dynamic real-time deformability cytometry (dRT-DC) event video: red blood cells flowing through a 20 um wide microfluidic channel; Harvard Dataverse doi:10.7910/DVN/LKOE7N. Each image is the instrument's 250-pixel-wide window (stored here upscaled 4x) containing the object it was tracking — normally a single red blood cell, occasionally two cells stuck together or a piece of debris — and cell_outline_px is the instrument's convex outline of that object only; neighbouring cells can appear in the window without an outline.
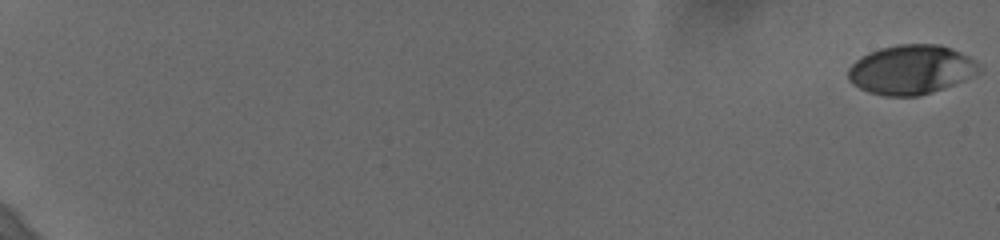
{"species": "human", "species_latin": "Homo sapiens", "temperature_condition": "cold", "stored_images_in_passage": 61, "camera_frame_rate_fps": 3000, "um_per_image_px": 0.085, "donor": {"sex": "female"}, "frame": {"image": 1, "passage_image": 1, "time_ms": 0.0, "image_size_px": [1000, 240], "cell_outline_px": [[984, 68], [980, 72], [964, 80], [944, 88], [932, 92], [916, 96], [884, 96], [868, 92], [852, 84], [848, 80], [848, 68], [860, 56], [868, 52], [880, 48], [900, 44], [940, 44], [952, 48], [976, 60]], "centroid_in_image_um": [77.45, 5.91], "position_along_channel_um": 7.5, "area_um2": 37.97}}
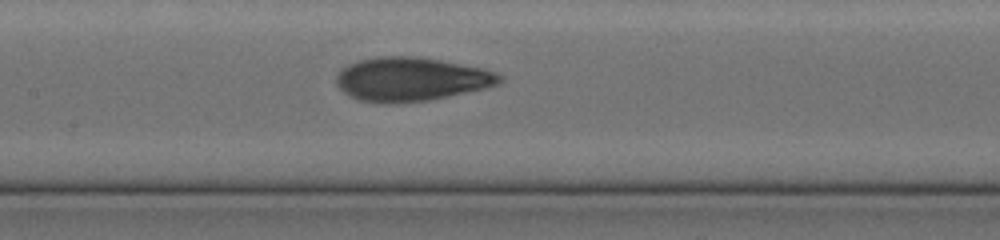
{"frame": {"image": 2, "passage_image": 34, "time_ms": 11.0, "image_size_px": [1000, 240], "cell_outline_px": [[504, 80], [496, 84], [484, 88], [428, 100], [392, 104], [384, 104], [360, 100], [348, 96], [336, 84], [336, 76], [348, 64], [360, 60], [380, 56], [408, 56], [440, 60], [484, 68], [496, 72], [504, 76]], "centroid_in_image_um": [34.94, 6.74], "position_along_channel_um": 172.5, "area_um2": 41.5}}
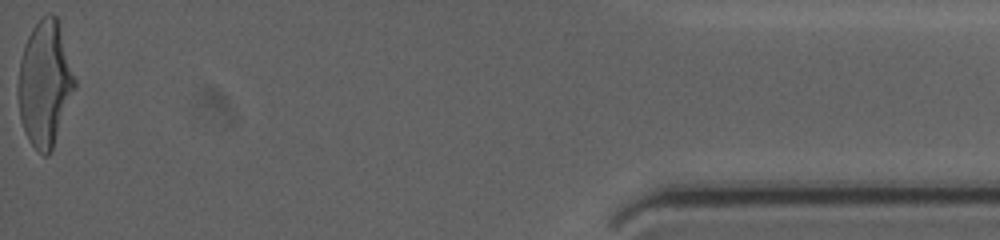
{"frame": {"image": 3, "passage_image": 61, "time_ms": 20.0, "image_size_px": [1000, 240], "cell_outline_px": [[76, 88], [52, 148], [48, 156], [44, 156], [28, 140], [20, 120], [16, 84], [20, 60], [24, 44], [32, 28], [48, 12], [52, 12], [56, 16], [60, 24], [76, 80]], "centroid_in_image_um": [3.8, 7.08], "position_along_channel_um": 431.4, "area_um2": 41.62}, "authors_computed_cell_mechanics": {"area_um2": 39.7664, "velocity_mm_per_s": 3.6451, "shape_relaxation_time_tau1_ms": 5.6929, "shape_relaxation_time_tau2_ms": 1.1916, "deformation_change_tau1": 0.2062, "deformation_change_tau2": 0.0753}}